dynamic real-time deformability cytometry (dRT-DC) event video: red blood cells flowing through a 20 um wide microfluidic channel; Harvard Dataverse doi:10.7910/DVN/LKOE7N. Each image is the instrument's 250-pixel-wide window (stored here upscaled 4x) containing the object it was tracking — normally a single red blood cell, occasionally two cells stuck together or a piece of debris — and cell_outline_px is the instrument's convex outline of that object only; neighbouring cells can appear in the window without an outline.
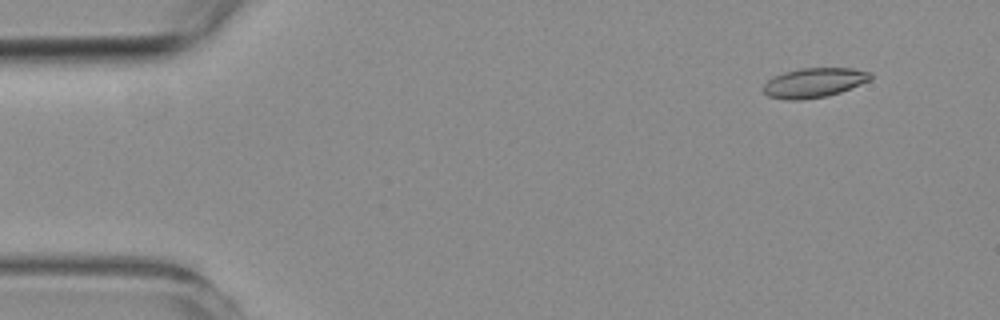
{"species": "common noctule bat (a hibernating species)", "species_latin": "Nyctalus noctula", "temperature_condition": "room temperature", "stored_images_in_passage": 50, "camera_frame_rate_fps": 3000, "um_per_image_px": 0.085, "animal": {"sex": "female", "body_mass_g": 19.3, "forearm_length_mm": 54.1}, "frame": {"image": 1, "passage_image": 1, "time_ms": 0.0, "image_size_px": [1000, 320], "cell_outline_px": [[872, 76], [868, 80], [860, 84], [840, 92], [828, 96], [804, 100], [784, 100], [768, 96], [764, 92], [764, 84], [768, 80], [784, 72], [800, 68], [852, 68], [872, 72]], "centroid_in_image_um": [69.19, 7.04], "position_along_channel_um": 15.8, "area_um2": 18.44}}
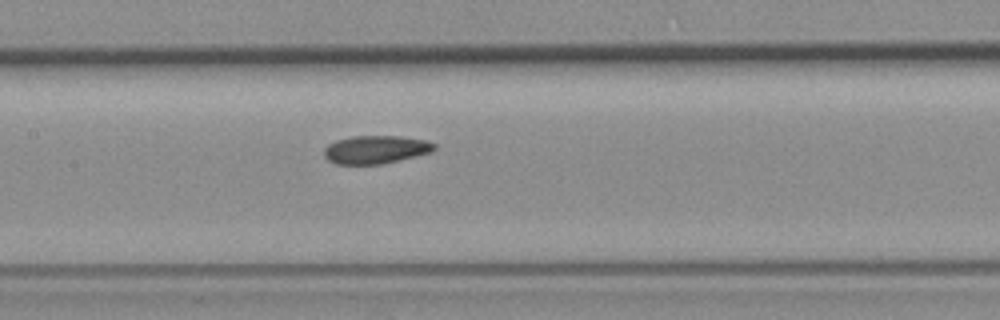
{"frame": {"image": 2, "passage_image": 22, "time_ms": 7.0, "image_size_px": [1000, 320], "cell_outline_px": [[436, 148], [432, 152], [384, 164], [336, 164], [328, 160], [324, 156], [324, 148], [328, 144], [336, 140], [352, 136], [400, 136], [428, 140], [436, 144]], "centroid_in_image_um": [31.95, 12.71], "position_along_channel_um": 175.4, "area_um2": 18.26}}
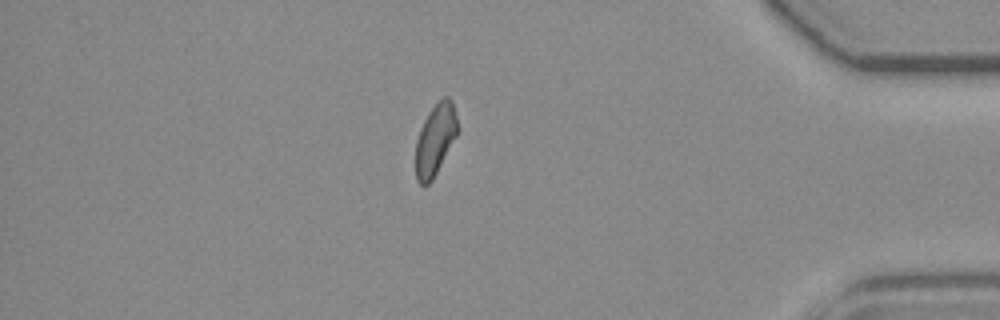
{"frame": {"image": 3, "passage_image": 43, "time_ms": 14.0, "image_size_px": [1000, 320], "cell_outline_px": [[460, 128], [456, 136], [432, 180], [428, 184], [420, 184], [416, 180], [416, 140], [420, 128], [428, 112], [444, 96], [448, 96], [452, 100]], "centroid_in_image_um": [37.01, 11.83], "position_along_channel_um": 398.2, "area_um2": 17.34}}